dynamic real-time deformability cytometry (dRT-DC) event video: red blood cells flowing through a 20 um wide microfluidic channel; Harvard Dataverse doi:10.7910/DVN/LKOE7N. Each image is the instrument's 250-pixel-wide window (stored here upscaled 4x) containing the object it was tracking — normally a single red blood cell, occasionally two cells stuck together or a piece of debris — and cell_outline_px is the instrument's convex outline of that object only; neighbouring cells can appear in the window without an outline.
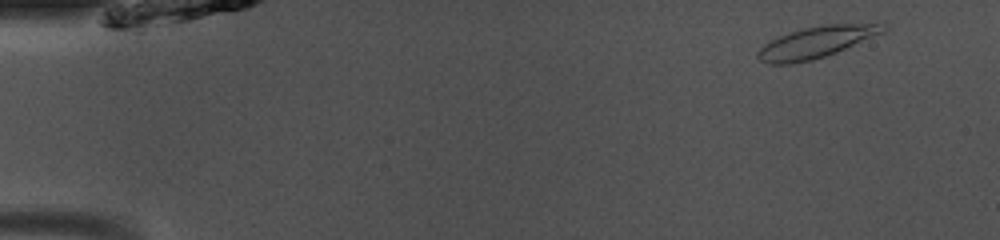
{"species": "common noctule bat (a hibernating species)", "species_latin": "Nyctalus noctula", "temperature_condition": "room temperature", "stored_images_in_passage": 43, "camera_frame_rate_fps": 3000, "um_per_image_px": 0.085, "animal": {"sex": "male", "body_mass_g": 13.0, "forearm_length_mm": 53.1}, "frame": {"image": 1, "passage_image": 2, "time_ms": 0.333, "image_size_px": [1000, 240], "cell_outline_px": [[888, 28], [884, 32], [836, 52], [812, 60], [792, 64], [768, 64], [760, 60], [756, 56], [756, 52], [764, 44], [780, 36], [804, 28], [824, 24], [888, 24]], "centroid_in_image_um": [69.36, 3.6], "position_along_channel_um": 15.6, "area_um2": 22.66}}
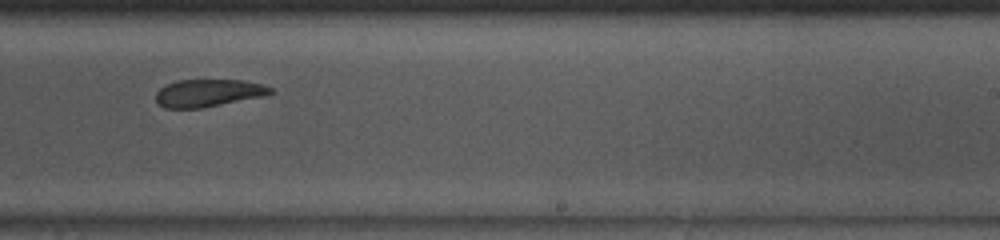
{"frame": {"image": 2, "passage_image": 29, "time_ms": 9.333, "image_size_px": [1000, 240], "cell_outline_px": [[276, 92], [260, 96], [200, 108], [164, 108], [156, 100], [156, 92], [160, 88], [176, 80], [244, 80], [264, 84], [272, 88]], "centroid_in_image_um": [17.7, 7.89], "position_along_channel_um": 271.3, "area_um2": 18.15}}
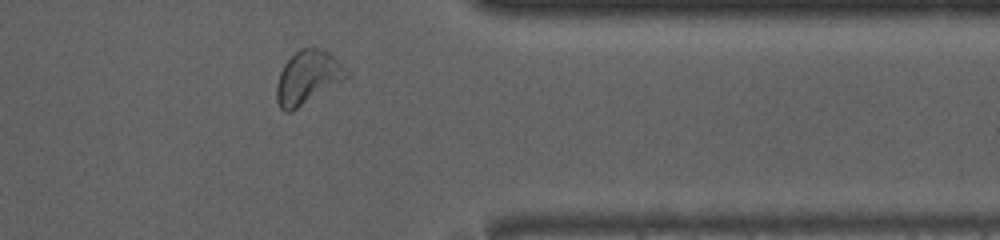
{"frame": {"image": 3, "passage_image": 38, "time_ms": 12.333, "image_size_px": [1000, 240], "cell_outline_px": [[348, 76], [344, 80], [296, 108], [288, 112], [284, 112], [280, 108], [276, 100], [276, 84], [280, 72], [284, 64], [300, 48], [312, 44], [324, 48], [348, 72]], "centroid_in_image_um": [26.12, 6.53], "position_along_channel_um": 385.3, "area_um2": 21.56}, "authors_computed_cell_mechanics": {"area_um2": 20.6924, "velocity_mm_per_s": 4.0674, "shape_relaxation_time_tau1_ms": 5.3607, "shape_relaxation_time_tau2_ms": 4.5155, "deformation_change_tau1": 0.1549, "deformation_change_tau2": 0.1092}}